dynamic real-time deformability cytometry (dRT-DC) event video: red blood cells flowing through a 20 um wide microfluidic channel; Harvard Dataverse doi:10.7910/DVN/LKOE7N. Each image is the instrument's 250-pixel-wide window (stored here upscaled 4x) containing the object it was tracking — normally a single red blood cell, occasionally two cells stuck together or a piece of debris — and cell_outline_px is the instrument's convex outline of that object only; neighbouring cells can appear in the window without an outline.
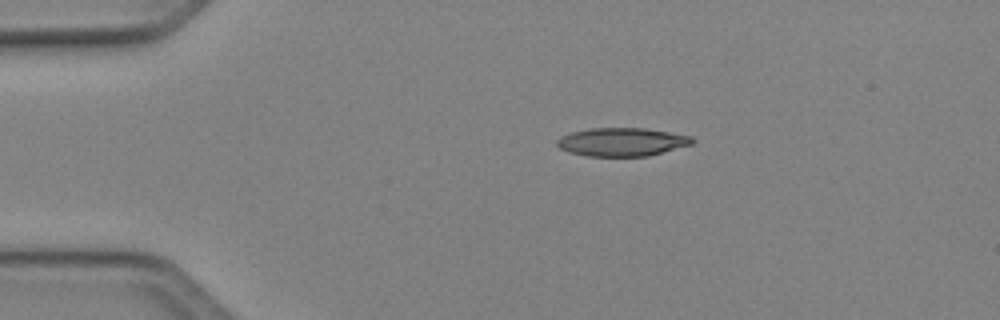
{"species": "Egyptian fruit bat (a non-hibernating species)", "species_latin": "Rousettus aegyptiacus", "temperature_condition": "cold", "stored_images_in_passage": 41, "camera_frame_rate_fps": 3000, "um_per_image_px": 0.085, "animal": {"sex": "female"}, "frame": {"image": 1, "passage_image": 1, "time_ms": 0.0, "image_size_px": [1000, 320], "cell_outline_px": [[696, 140], [692, 144], [648, 156], [588, 156], [568, 152], [560, 148], [556, 144], [556, 140], [560, 136], [572, 132], [588, 128], [644, 128], [692, 136]], "centroid_in_image_um": [52.85, 12.06], "position_along_channel_um": 32.2, "area_um2": 22.37}}
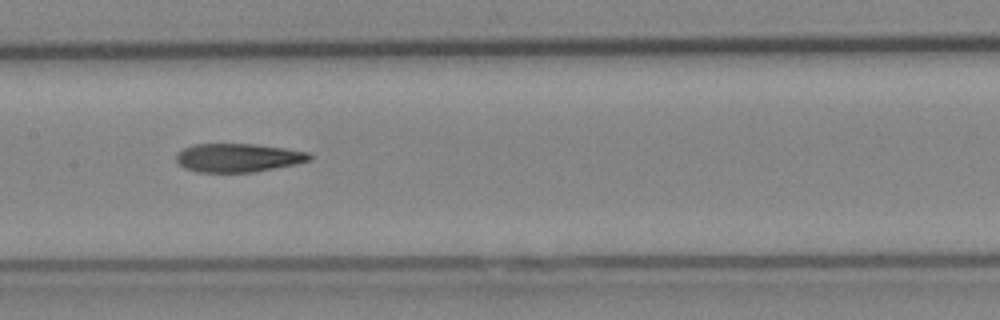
{"frame": {"image": 2, "passage_image": 16, "time_ms": 5.0, "image_size_px": [1000, 320], "cell_outline_px": [[312, 160], [296, 164], [256, 172], [196, 172], [184, 168], [176, 160], [176, 156], [184, 148], [192, 144], [256, 144], [284, 148], [308, 152], [312, 156]], "centroid_in_image_um": [20.26, 13.41], "position_along_channel_um": 187.1, "area_um2": 22.25}}
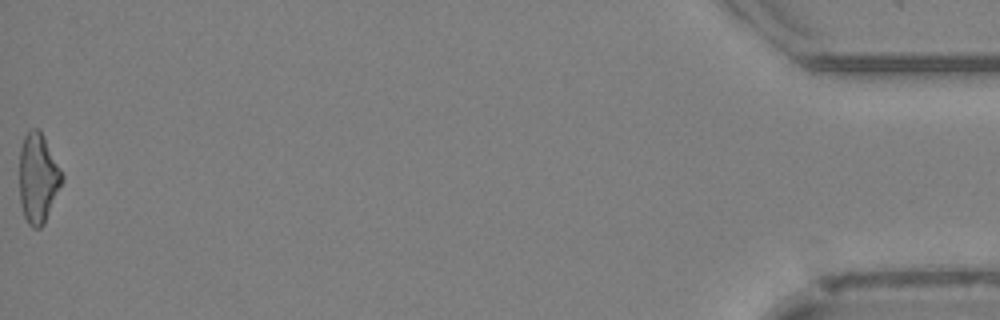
{"frame": {"image": 3, "passage_image": 41, "time_ms": 13.333, "image_size_px": [1000, 320], "cell_outline_px": [[64, 180], [44, 224], [40, 228], [32, 228], [28, 224], [24, 216], [20, 204], [20, 148], [24, 136], [32, 128], [40, 128], [64, 176]], "centroid_in_image_um": [3.24, 15.15], "position_along_channel_um": 432.0, "area_um2": 22.37}, "authors_computed_cell_mechanics": {"area_um2": 22.5998, "velocity_mm_per_s": 4.1246, "shape_relaxation_time_tau1_ms": 6.2003, "shape_relaxation_time_tau2_ms": 5.5134, "deformation_change_tau1": 0.2054, "deformation_change_tau2": 0.1879}}